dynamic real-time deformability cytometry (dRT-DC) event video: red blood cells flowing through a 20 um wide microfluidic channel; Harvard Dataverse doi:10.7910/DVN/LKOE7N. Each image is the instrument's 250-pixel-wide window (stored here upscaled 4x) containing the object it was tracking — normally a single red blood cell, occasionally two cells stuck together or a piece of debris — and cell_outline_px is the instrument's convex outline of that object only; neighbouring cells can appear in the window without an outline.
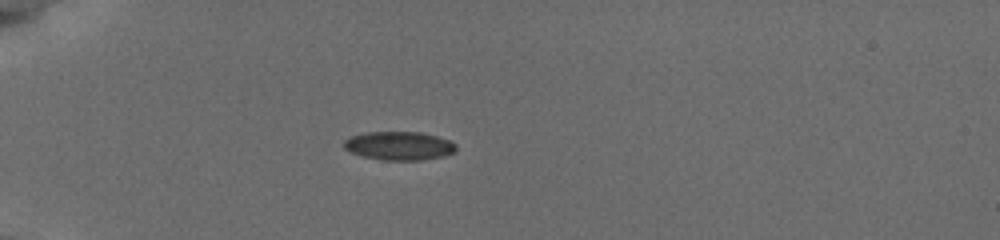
{"species": "common noctule bat (a hibernating species)", "species_latin": "Nyctalus noctula", "temperature_condition": "cold", "stored_images_in_passage": 34, "camera_frame_rate_fps": 3000, "um_per_image_px": 0.085, "animal": {"sex": "female", "body_mass_g": 19.5, "forearm_length_mm": 54.1}, "frame": {"image": 1, "passage_image": 1, "time_ms": 0.0, "image_size_px": [1000, 240], "cell_outline_px": [[456, 148], [452, 152], [444, 156], [420, 160], [384, 160], [364, 156], [352, 152], [344, 148], [344, 140], [352, 136], [364, 132], [420, 132], [436, 136], [448, 140], [456, 144]], "centroid_in_image_um": [33.92, 12.38], "position_along_channel_um": 51.1, "area_um2": 18.44}}
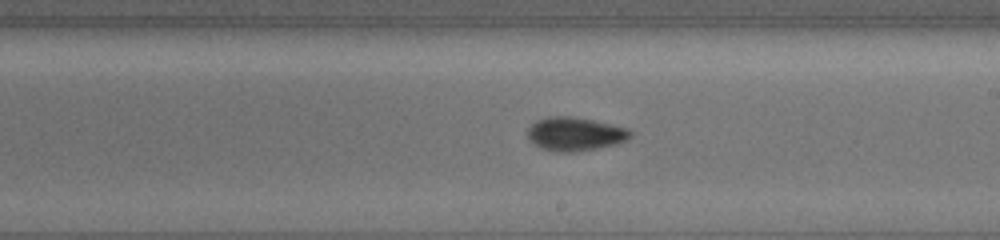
{"frame": {"image": 2, "passage_image": 18, "time_ms": 5.667, "image_size_px": [1000, 240], "cell_outline_px": [[632, 136], [616, 144], [596, 148], [572, 152], [556, 152], [540, 148], [528, 136], [528, 128], [536, 120], [552, 116], [568, 116], [592, 120], [628, 128], [632, 132]], "centroid_in_image_um": [48.88, 11.39], "position_along_channel_um": 240.1, "area_um2": 19.83}}
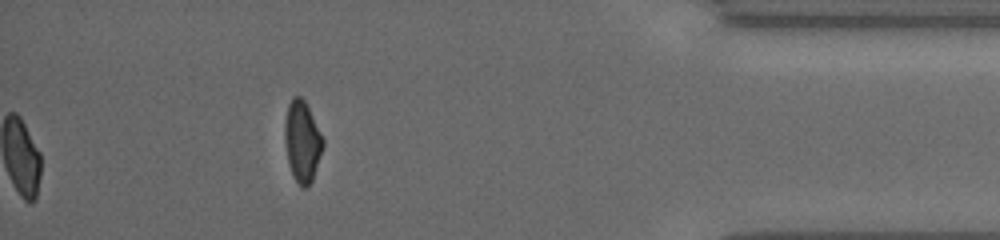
{"frame": {"image": 3, "passage_image": 34, "time_ms": 11.0, "image_size_px": [1000, 240], "cell_outline_px": [[324, 144], [312, 180], [308, 188], [300, 188], [292, 172], [288, 160], [284, 140], [284, 124], [288, 104], [292, 96], [300, 96], [304, 100], [324, 140]], "centroid_in_image_um": [25.67, 12.02], "position_along_channel_um": 409.5, "area_um2": 17.86}, "authors_computed_cell_mechanics": {"area_um2": 19.1318, "velocity_mm_per_s": 3.8483, "shape_relaxation_time_tau1_ms": 3.5055, "shape_relaxation_time_tau2_ms": 2.951, "deformation_change_tau1": 0.1217, "deformation_change_tau2": 0.0564}}